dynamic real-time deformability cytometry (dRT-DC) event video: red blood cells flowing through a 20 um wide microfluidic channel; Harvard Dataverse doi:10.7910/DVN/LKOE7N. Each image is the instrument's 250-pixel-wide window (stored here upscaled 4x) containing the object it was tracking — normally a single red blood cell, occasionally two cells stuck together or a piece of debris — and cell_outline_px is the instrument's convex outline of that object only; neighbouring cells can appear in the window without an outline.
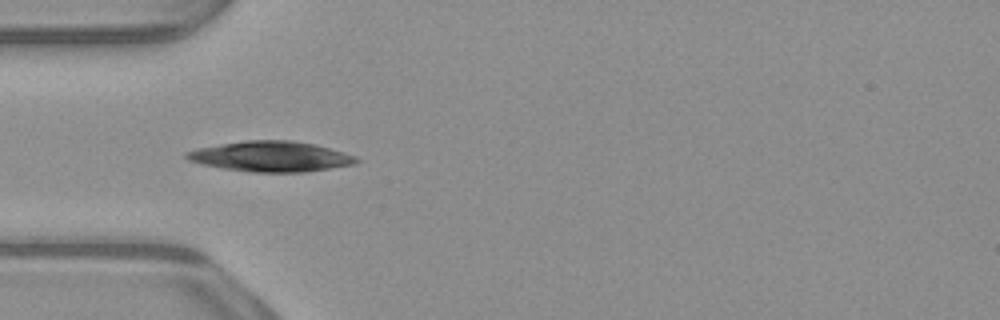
{"species": "common noctule bat (a hibernating species)", "species_latin": "Nyctalus noctula", "temperature_condition": "warm", "stored_images_in_passage": 15, "camera_frame_rate_fps": 3000, "um_per_image_px": 0.085, "animal": {"sex": "male", "body_mass_g": 23.1, "forearm_length_mm": 52.7}, "frame": {"image": 1, "passage_image": 3, "time_ms": 0.667, "image_size_px": [1000, 320], "cell_outline_px": [[360, 160], [356, 164], [304, 172], [252, 172], [224, 168], [204, 164], [188, 160], [184, 156], [184, 152], [196, 148], [220, 144], [248, 140], [292, 140], [316, 144], [356, 156]], "centroid_in_image_um": [23.03, 13.29], "position_along_channel_um": 62.0, "area_um2": 30.0}}
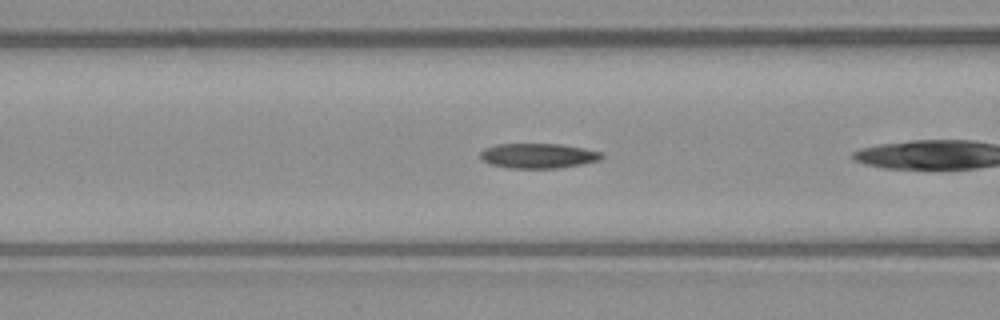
{"frame": {"image": 2, "passage_image": 5, "time_ms": 1.333, "image_size_px": [1000, 320], "cell_outline_px": [[604, 156], [600, 160], [584, 164], [556, 168], [508, 168], [492, 164], [480, 160], [480, 152], [484, 148], [496, 144], [560, 144], [584, 148], [604, 152]], "centroid_in_image_um": [45.76, 13.24], "position_along_channel_um": 120.8, "area_um2": 17.8}}
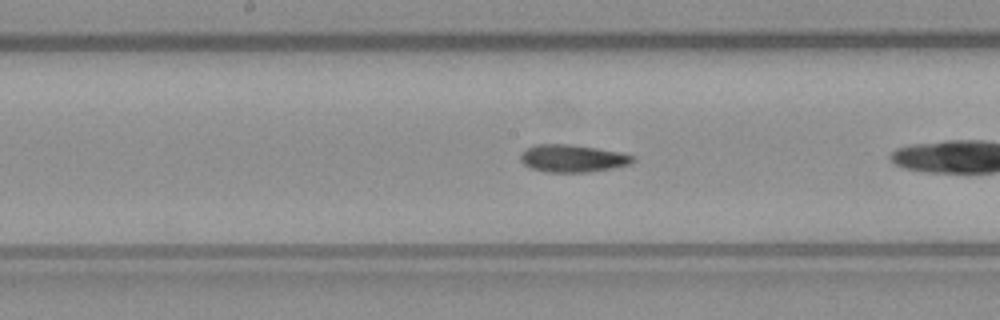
{"frame": {"image": 3, "passage_image": 11, "time_ms": 3.333, "image_size_px": [1000, 320], "cell_outline_px": [[636, 160], [632, 164], [612, 168], [588, 172], [544, 172], [532, 168], [524, 164], [520, 160], [520, 156], [528, 148], [536, 144], [572, 144], [620, 152], [636, 156]], "centroid_in_image_um": [48.72, 13.46], "position_along_channel_um": 199.5, "area_um2": 18.03}}